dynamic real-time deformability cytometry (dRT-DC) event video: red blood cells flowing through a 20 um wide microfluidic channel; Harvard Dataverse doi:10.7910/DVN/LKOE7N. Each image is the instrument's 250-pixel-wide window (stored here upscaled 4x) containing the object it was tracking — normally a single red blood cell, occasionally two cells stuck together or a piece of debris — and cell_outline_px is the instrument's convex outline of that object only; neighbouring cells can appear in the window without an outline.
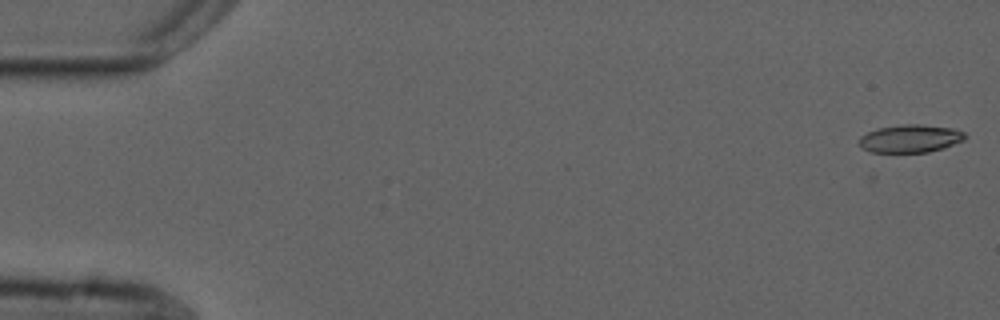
{"species": "common noctule bat (a hibernating species)", "species_latin": "Nyctalus noctula", "temperature_condition": "cold", "stored_images_in_passage": 55, "camera_frame_rate_fps": 3000, "um_per_image_px": 0.085, "animal": {"sex": "male", "forearm_length_mm": 52.5}, "frame": {"image": 1, "passage_image": 1, "time_ms": 0.0, "image_size_px": [1000, 320], "cell_outline_px": [[968, 136], [964, 140], [944, 148], [928, 152], [872, 152], [864, 148], [860, 144], [860, 136], [876, 128], [904, 124], [924, 124], [952, 128], [964, 132]], "centroid_in_image_um": [77.42, 11.77], "position_along_channel_um": 7.6, "area_um2": 17.22}}
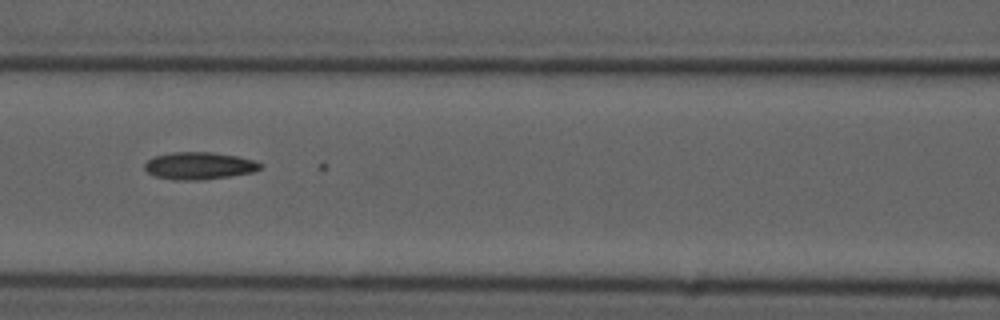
{"frame": {"image": 2, "passage_image": 24, "time_ms": 7.667, "image_size_px": [1000, 320], "cell_outline_px": [[264, 164], [260, 168], [252, 172], [228, 176], [200, 180], [172, 180], [156, 176], [148, 172], [144, 168], [144, 164], [148, 160], [156, 156], [172, 152], [212, 152], [236, 156], [256, 160]], "centroid_in_image_um": [16.94, 14.08], "position_along_channel_um": 149.7, "area_um2": 18.32}}
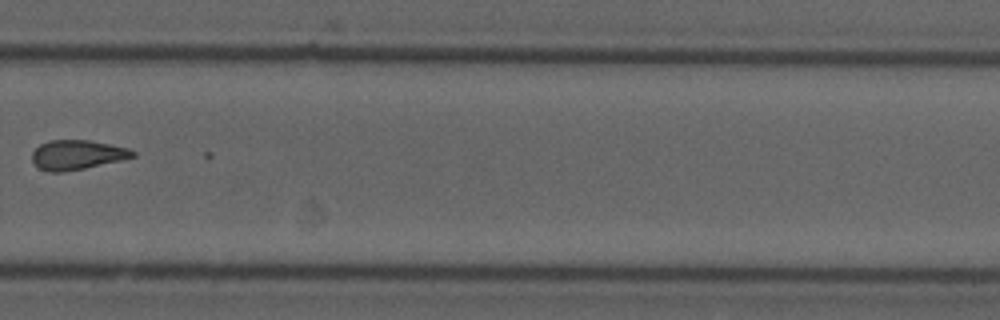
{"frame": {"image": 3, "passage_image": 38, "time_ms": 12.333, "image_size_px": [1000, 320], "cell_outline_px": [[136, 156], [120, 160], [84, 168], [64, 172], [48, 172], [40, 168], [32, 160], [32, 152], [40, 144], [48, 140], [88, 140], [128, 148], [136, 152]], "centroid_in_image_um": [6.53, 13.15], "position_along_channel_um": 323.3, "area_um2": 17.17}}